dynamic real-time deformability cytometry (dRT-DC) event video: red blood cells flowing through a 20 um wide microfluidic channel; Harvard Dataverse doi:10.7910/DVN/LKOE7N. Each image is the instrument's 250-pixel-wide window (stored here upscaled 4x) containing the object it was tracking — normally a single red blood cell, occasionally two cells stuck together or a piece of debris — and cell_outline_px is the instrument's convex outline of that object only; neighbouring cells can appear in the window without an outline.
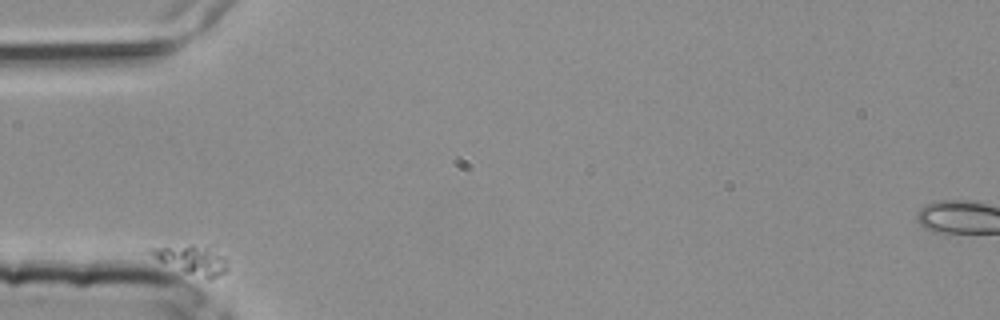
{"species": "common noctule bat (a hibernating species)", "species_latin": "Nyctalus noctula", "temperature_condition": "room temperature", "stored_images_in_passage": 2, "camera_frame_rate_fps": 3000, "um_per_image_px": 0.085, "animal": {"sex": "female", "body_mass_g": 25.1}, "frame": {"image": 1, "passage_image": 1, "time_ms": 0.0, "image_size_px": [1000, 320], "cell_outline_px": [[228, 268], [224, 272], [212, 280], [208, 280], [184, 272], [152, 256], [144, 248], [192, 244], [204, 248], [224, 256]], "centroid_in_image_um": [16.29, 22.1], "position_along_channel_um": 68.7, "area_um2": 12.66}}